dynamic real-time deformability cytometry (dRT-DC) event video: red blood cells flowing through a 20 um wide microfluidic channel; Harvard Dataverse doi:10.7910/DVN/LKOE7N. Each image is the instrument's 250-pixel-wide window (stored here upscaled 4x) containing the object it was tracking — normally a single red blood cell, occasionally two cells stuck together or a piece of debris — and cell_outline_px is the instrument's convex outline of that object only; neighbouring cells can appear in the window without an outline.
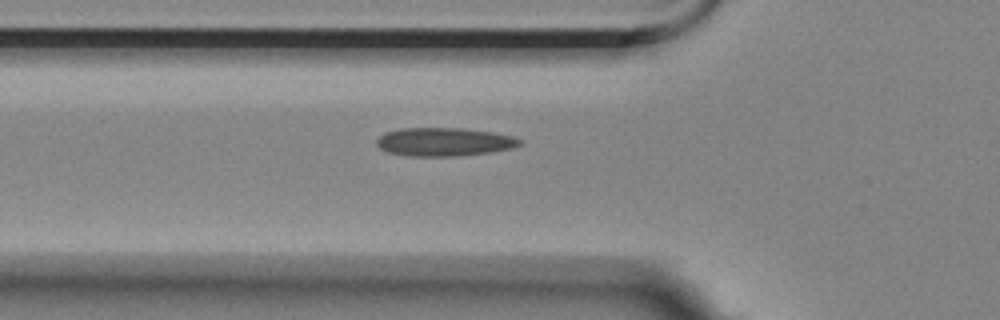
{"species": "Egyptian fruit bat (a non-hibernating species)", "species_latin": "Rousettus aegyptiacus", "temperature_condition": "room temperature", "stored_images_in_passage": 2, "camera_frame_rate_fps": 3000, "um_per_image_px": 0.085, "animal": {"sex": "female"}, "frame": {"image": 1, "passage_image": 2, "time_ms": 2.0, "image_size_px": [1000, 320], "cell_outline_px": [[524, 144], [512, 148], [492, 152], [460, 156], [408, 156], [388, 152], [380, 148], [376, 144], [376, 140], [384, 132], [400, 128], [460, 128], [492, 132], [512, 136], [524, 140]], "centroid_in_image_um": [37.78, 12.06], "position_along_channel_um": 88.0, "area_um2": 23.93}}